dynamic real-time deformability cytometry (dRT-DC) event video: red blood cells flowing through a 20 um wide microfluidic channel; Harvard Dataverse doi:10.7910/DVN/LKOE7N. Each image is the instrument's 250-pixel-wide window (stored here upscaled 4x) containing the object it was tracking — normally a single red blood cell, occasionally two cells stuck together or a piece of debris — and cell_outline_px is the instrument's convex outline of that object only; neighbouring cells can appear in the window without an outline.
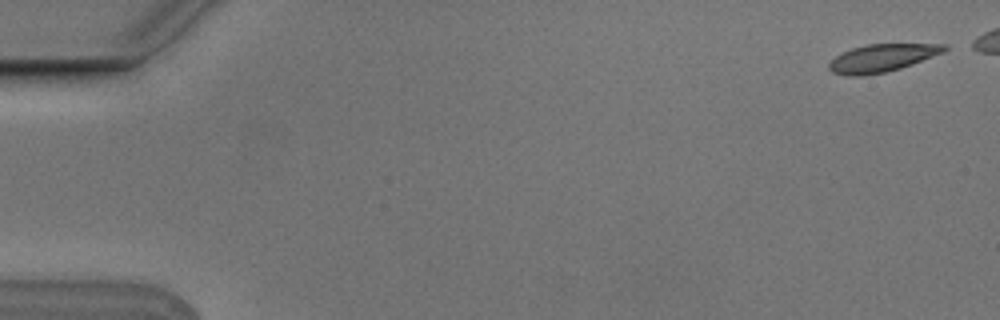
{"species": "Egyptian fruit bat (a non-hibernating species)", "species_latin": "Rousettus aegyptiacus", "temperature_condition": "cold", "stored_images_in_passage": 5, "camera_frame_rate_fps": 3000, "um_per_image_px": 0.085, "animal": {"sex": "male"}, "frame": {"image": 1, "passage_image": 1, "time_ms": 0.0, "image_size_px": [1000, 320], "cell_outline_px": [[948, 48], [944, 52], [912, 64], [900, 68], [884, 72], [864, 76], [848, 76], [832, 72], [828, 68], [828, 64], [836, 56], [852, 48], [868, 44], [948, 44]], "centroid_in_image_um": [74.97, 4.93], "position_along_channel_um": 10.0, "area_um2": 18.5}}